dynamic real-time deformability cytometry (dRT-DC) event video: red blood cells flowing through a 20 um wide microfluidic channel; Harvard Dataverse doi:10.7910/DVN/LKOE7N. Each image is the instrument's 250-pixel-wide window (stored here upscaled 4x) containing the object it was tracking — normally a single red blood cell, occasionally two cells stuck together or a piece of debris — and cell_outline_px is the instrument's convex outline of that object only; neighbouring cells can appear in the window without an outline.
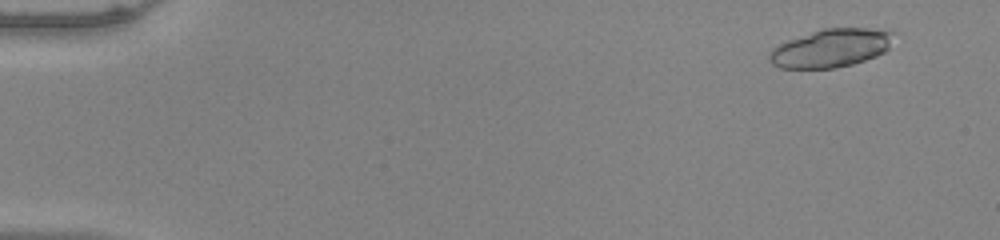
{"species": "common noctule bat (a hibernating species)", "species_latin": "Nyctalus noctula", "temperature_condition": "warm", "stored_images_in_passage": 20, "camera_frame_rate_fps": 3000, "um_per_image_px": 0.085, "animal": {"sex": "male", "body_mass_g": 20.0, "forearm_length_mm": 53.3}, "frame": {"image": 1, "passage_image": 4, "time_ms": 1.0, "image_size_px": [1000, 240], "cell_outline_px": [[892, 32], [888, 48], [884, 52], [876, 56], [852, 64], [832, 68], [780, 68], [772, 64], [768, 60], [768, 56], [772, 48], [788, 40], [824, 28], [868, 28]], "centroid_in_image_um": [70.57, 4.1], "position_along_channel_um": 14.4, "area_um2": 27.28}}
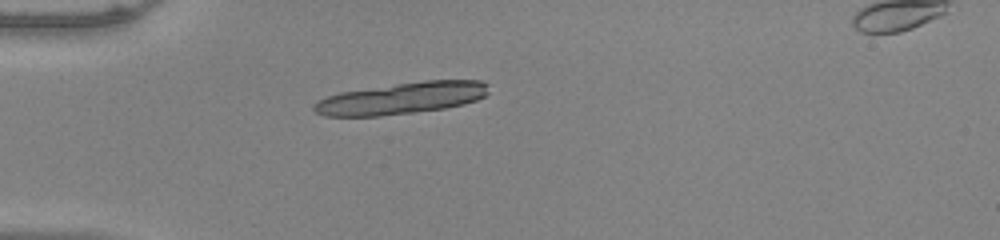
{"frame": {"image": 2, "passage_image": 16, "time_ms": 5.0, "image_size_px": [1000, 240], "cell_outline_px": [[488, 92], [484, 96], [476, 100], [464, 104], [444, 108], [380, 116], [324, 116], [316, 112], [312, 108], [312, 104], [328, 96], [340, 92], [424, 80], [480, 80], [488, 84]], "centroid_in_image_um": [34.14, 8.35], "position_along_channel_um": 50.9, "area_um2": 32.02}}